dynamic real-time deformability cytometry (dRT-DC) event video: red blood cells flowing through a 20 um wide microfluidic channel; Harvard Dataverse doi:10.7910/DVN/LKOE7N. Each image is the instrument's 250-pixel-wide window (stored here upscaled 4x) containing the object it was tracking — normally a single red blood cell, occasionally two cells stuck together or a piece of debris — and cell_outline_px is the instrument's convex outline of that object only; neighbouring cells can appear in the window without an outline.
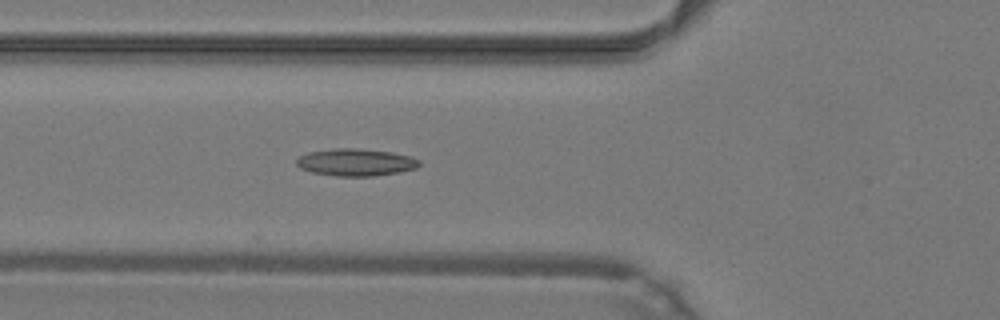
{"species": "common noctule bat (a hibernating species)", "species_latin": "Nyctalus noctula", "temperature_condition": "warm", "stored_images_in_passage": 40, "camera_frame_rate_fps": 3000, "um_per_image_px": 0.085, "animal": {"sex": "male", "body_mass_g": 19.2, "forearm_length_mm": 51.8}, "frame": {"image": 1, "passage_image": 9, "time_ms": 2.667, "image_size_px": [1000, 320], "cell_outline_px": [[420, 164], [416, 168], [400, 172], [372, 176], [336, 176], [312, 172], [300, 168], [296, 164], [296, 160], [300, 156], [308, 152], [336, 148], [356, 148], [392, 152], [412, 156], [420, 160]], "centroid_in_image_um": [30.26, 13.79], "position_along_channel_um": 95.5, "area_um2": 19.54}}
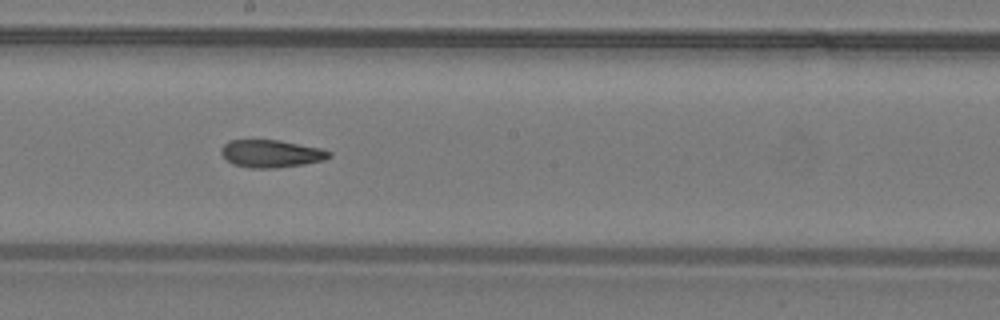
{"frame": {"image": 2, "passage_image": 18, "time_ms": 5.667, "image_size_px": [1000, 320], "cell_outline_px": [[332, 156], [324, 160], [304, 164], [276, 168], [252, 168], [232, 164], [220, 152], [220, 148], [228, 140], [280, 140], [320, 148], [332, 152]], "centroid_in_image_um": [23.05, 13.05], "position_along_channel_um": 225.1, "area_um2": 17.4}}
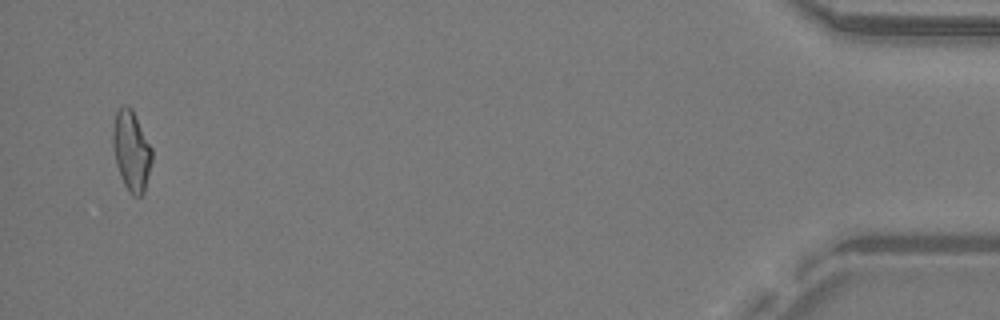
{"frame": {"image": 3, "passage_image": 38, "time_ms": 12.333, "image_size_px": [1000, 320], "cell_outline_px": [[152, 160], [144, 192], [140, 196], [132, 196], [128, 192], [120, 176], [116, 164], [112, 144], [112, 132], [116, 112], [124, 104], [128, 104], [132, 108], [152, 148]], "centroid_in_image_um": [11.16, 12.81], "position_along_channel_um": 424.0, "area_um2": 18.38}}